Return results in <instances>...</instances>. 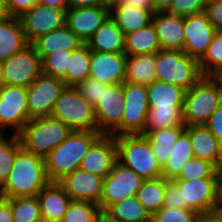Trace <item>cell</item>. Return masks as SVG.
I'll use <instances>...</instances> for the list:
<instances>
[{
    "label": "cell",
    "instance_id": "obj_1",
    "mask_svg": "<svg viewBox=\"0 0 222 222\" xmlns=\"http://www.w3.org/2000/svg\"><path fill=\"white\" fill-rule=\"evenodd\" d=\"M48 182L45 159L21 148L7 179L0 186V193L4 199L34 197Z\"/></svg>",
    "mask_w": 222,
    "mask_h": 222
},
{
    "label": "cell",
    "instance_id": "obj_2",
    "mask_svg": "<svg viewBox=\"0 0 222 222\" xmlns=\"http://www.w3.org/2000/svg\"><path fill=\"white\" fill-rule=\"evenodd\" d=\"M102 135L99 131H72L71 134L45 158L49 182H59L78 169L91 145Z\"/></svg>",
    "mask_w": 222,
    "mask_h": 222
},
{
    "label": "cell",
    "instance_id": "obj_3",
    "mask_svg": "<svg viewBox=\"0 0 222 222\" xmlns=\"http://www.w3.org/2000/svg\"><path fill=\"white\" fill-rule=\"evenodd\" d=\"M72 131L63 121L48 116L31 119L18 136L25 151L45 159Z\"/></svg>",
    "mask_w": 222,
    "mask_h": 222
},
{
    "label": "cell",
    "instance_id": "obj_4",
    "mask_svg": "<svg viewBox=\"0 0 222 222\" xmlns=\"http://www.w3.org/2000/svg\"><path fill=\"white\" fill-rule=\"evenodd\" d=\"M222 103V89L213 76H202L185 93L183 120L185 126L205 125Z\"/></svg>",
    "mask_w": 222,
    "mask_h": 222
},
{
    "label": "cell",
    "instance_id": "obj_5",
    "mask_svg": "<svg viewBox=\"0 0 222 222\" xmlns=\"http://www.w3.org/2000/svg\"><path fill=\"white\" fill-rule=\"evenodd\" d=\"M115 138L119 163L135 171L144 180L162 177V167L144 136L122 135Z\"/></svg>",
    "mask_w": 222,
    "mask_h": 222
},
{
    "label": "cell",
    "instance_id": "obj_6",
    "mask_svg": "<svg viewBox=\"0 0 222 222\" xmlns=\"http://www.w3.org/2000/svg\"><path fill=\"white\" fill-rule=\"evenodd\" d=\"M199 61L180 50L157 52L156 80L189 90L201 77Z\"/></svg>",
    "mask_w": 222,
    "mask_h": 222
},
{
    "label": "cell",
    "instance_id": "obj_7",
    "mask_svg": "<svg viewBox=\"0 0 222 222\" xmlns=\"http://www.w3.org/2000/svg\"><path fill=\"white\" fill-rule=\"evenodd\" d=\"M50 116L63 121L73 131H97L94 108L73 86L63 88Z\"/></svg>",
    "mask_w": 222,
    "mask_h": 222
},
{
    "label": "cell",
    "instance_id": "obj_8",
    "mask_svg": "<svg viewBox=\"0 0 222 222\" xmlns=\"http://www.w3.org/2000/svg\"><path fill=\"white\" fill-rule=\"evenodd\" d=\"M124 106L121 123L110 133L114 137L122 135H142L149 110L146 85L124 82Z\"/></svg>",
    "mask_w": 222,
    "mask_h": 222
},
{
    "label": "cell",
    "instance_id": "obj_9",
    "mask_svg": "<svg viewBox=\"0 0 222 222\" xmlns=\"http://www.w3.org/2000/svg\"><path fill=\"white\" fill-rule=\"evenodd\" d=\"M181 192V204L199 214L222 206L220 178L171 180Z\"/></svg>",
    "mask_w": 222,
    "mask_h": 222
},
{
    "label": "cell",
    "instance_id": "obj_10",
    "mask_svg": "<svg viewBox=\"0 0 222 222\" xmlns=\"http://www.w3.org/2000/svg\"><path fill=\"white\" fill-rule=\"evenodd\" d=\"M143 181L135 171L116 161L111 172L103 179L100 209L106 211L112 204L136 196Z\"/></svg>",
    "mask_w": 222,
    "mask_h": 222
},
{
    "label": "cell",
    "instance_id": "obj_11",
    "mask_svg": "<svg viewBox=\"0 0 222 222\" xmlns=\"http://www.w3.org/2000/svg\"><path fill=\"white\" fill-rule=\"evenodd\" d=\"M29 121L27 87L2 85L0 87V130L14 129L18 134Z\"/></svg>",
    "mask_w": 222,
    "mask_h": 222
},
{
    "label": "cell",
    "instance_id": "obj_12",
    "mask_svg": "<svg viewBox=\"0 0 222 222\" xmlns=\"http://www.w3.org/2000/svg\"><path fill=\"white\" fill-rule=\"evenodd\" d=\"M1 64L4 85L28 87L42 74L41 58L31 44L2 61Z\"/></svg>",
    "mask_w": 222,
    "mask_h": 222
},
{
    "label": "cell",
    "instance_id": "obj_13",
    "mask_svg": "<svg viewBox=\"0 0 222 222\" xmlns=\"http://www.w3.org/2000/svg\"><path fill=\"white\" fill-rule=\"evenodd\" d=\"M57 78L41 74L27 87L29 121L51 115L55 101L65 87Z\"/></svg>",
    "mask_w": 222,
    "mask_h": 222
},
{
    "label": "cell",
    "instance_id": "obj_14",
    "mask_svg": "<svg viewBox=\"0 0 222 222\" xmlns=\"http://www.w3.org/2000/svg\"><path fill=\"white\" fill-rule=\"evenodd\" d=\"M66 12L67 10L36 4L23 13L19 20L27 42L31 44L38 37L66 25Z\"/></svg>",
    "mask_w": 222,
    "mask_h": 222
},
{
    "label": "cell",
    "instance_id": "obj_15",
    "mask_svg": "<svg viewBox=\"0 0 222 222\" xmlns=\"http://www.w3.org/2000/svg\"><path fill=\"white\" fill-rule=\"evenodd\" d=\"M124 83L107 85L94 108L97 131L110 134L120 123L124 106Z\"/></svg>",
    "mask_w": 222,
    "mask_h": 222
},
{
    "label": "cell",
    "instance_id": "obj_16",
    "mask_svg": "<svg viewBox=\"0 0 222 222\" xmlns=\"http://www.w3.org/2000/svg\"><path fill=\"white\" fill-rule=\"evenodd\" d=\"M216 32L205 11L184 17V52L199 61Z\"/></svg>",
    "mask_w": 222,
    "mask_h": 222
},
{
    "label": "cell",
    "instance_id": "obj_17",
    "mask_svg": "<svg viewBox=\"0 0 222 222\" xmlns=\"http://www.w3.org/2000/svg\"><path fill=\"white\" fill-rule=\"evenodd\" d=\"M117 161L116 138L102 134L83 157L80 169L105 178Z\"/></svg>",
    "mask_w": 222,
    "mask_h": 222
},
{
    "label": "cell",
    "instance_id": "obj_18",
    "mask_svg": "<svg viewBox=\"0 0 222 222\" xmlns=\"http://www.w3.org/2000/svg\"><path fill=\"white\" fill-rule=\"evenodd\" d=\"M103 179L99 175L78 168L66 175L59 183L64 187L71 200L92 202L99 205Z\"/></svg>",
    "mask_w": 222,
    "mask_h": 222
},
{
    "label": "cell",
    "instance_id": "obj_19",
    "mask_svg": "<svg viewBox=\"0 0 222 222\" xmlns=\"http://www.w3.org/2000/svg\"><path fill=\"white\" fill-rule=\"evenodd\" d=\"M110 17L108 6H87L68 9L66 25L85 43Z\"/></svg>",
    "mask_w": 222,
    "mask_h": 222
},
{
    "label": "cell",
    "instance_id": "obj_20",
    "mask_svg": "<svg viewBox=\"0 0 222 222\" xmlns=\"http://www.w3.org/2000/svg\"><path fill=\"white\" fill-rule=\"evenodd\" d=\"M126 62L125 53L91 51L89 77L107 85L124 83Z\"/></svg>",
    "mask_w": 222,
    "mask_h": 222
},
{
    "label": "cell",
    "instance_id": "obj_21",
    "mask_svg": "<svg viewBox=\"0 0 222 222\" xmlns=\"http://www.w3.org/2000/svg\"><path fill=\"white\" fill-rule=\"evenodd\" d=\"M152 22L163 50L184 51V17L167 11L155 12Z\"/></svg>",
    "mask_w": 222,
    "mask_h": 222
},
{
    "label": "cell",
    "instance_id": "obj_22",
    "mask_svg": "<svg viewBox=\"0 0 222 222\" xmlns=\"http://www.w3.org/2000/svg\"><path fill=\"white\" fill-rule=\"evenodd\" d=\"M189 133L191 148L195 158H200L222 166V145L206 125L185 126Z\"/></svg>",
    "mask_w": 222,
    "mask_h": 222
},
{
    "label": "cell",
    "instance_id": "obj_23",
    "mask_svg": "<svg viewBox=\"0 0 222 222\" xmlns=\"http://www.w3.org/2000/svg\"><path fill=\"white\" fill-rule=\"evenodd\" d=\"M41 216L61 222L71 198L59 182H48L37 195Z\"/></svg>",
    "mask_w": 222,
    "mask_h": 222
},
{
    "label": "cell",
    "instance_id": "obj_24",
    "mask_svg": "<svg viewBox=\"0 0 222 222\" xmlns=\"http://www.w3.org/2000/svg\"><path fill=\"white\" fill-rule=\"evenodd\" d=\"M84 43L67 25H64L48 34L38 37L31 45L42 60L46 55L55 51L76 50Z\"/></svg>",
    "mask_w": 222,
    "mask_h": 222
},
{
    "label": "cell",
    "instance_id": "obj_25",
    "mask_svg": "<svg viewBox=\"0 0 222 222\" xmlns=\"http://www.w3.org/2000/svg\"><path fill=\"white\" fill-rule=\"evenodd\" d=\"M124 39L123 31L110 16L86 44L91 51L124 53Z\"/></svg>",
    "mask_w": 222,
    "mask_h": 222
},
{
    "label": "cell",
    "instance_id": "obj_26",
    "mask_svg": "<svg viewBox=\"0 0 222 222\" xmlns=\"http://www.w3.org/2000/svg\"><path fill=\"white\" fill-rule=\"evenodd\" d=\"M149 108H183L186 90L180 86L155 80L147 85Z\"/></svg>",
    "mask_w": 222,
    "mask_h": 222
},
{
    "label": "cell",
    "instance_id": "obj_27",
    "mask_svg": "<svg viewBox=\"0 0 222 222\" xmlns=\"http://www.w3.org/2000/svg\"><path fill=\"white\" fill-rule=\"evenodd\" d=\"M29 43L17 17L9 16L0 21V61L23 50Z\"/></svg>",
    "mask_w": 222,
    "mask_h": 222
},
{
    "label": "cell",
    "instance_id": "obj_28",
    "mask_svg": "<svg viewBox=\"0 0 222 222\" xmlns=\"http://www.w3.org/2000/svg\"><path fill=\"white\" fill-rule=\"evenodd\" d=\"M157 53L127 55L125 82L150 85L156 80Z\"/></svg>",
    "mask_w": 222,
    "mask_h": 222
},
{
    "label": "cell",
    "instance_id": "obj_29",
    "mask_svg": "<svg viewBox=\"0 0 222 222\" xmlns=\"http://www.w3.org/2000/svg\"><path fill=\"white\" fill-rule=\"evenodd\" d=\"M155 10H141L128 5H113L110 16L124 35L133 33L152 22Z\"/></svg>",
    "mask_w": 222,
    "mask_h": 222
},
{
    "label": "cell",
    "instance_id": "obj_30",
    "mask_svg": "<svg viewBox=\"0 0 222 222\" xmlns=\"http://www.w3.org/2000/svg\"><path fill=\"white\" fill-rule=\"evenodd\" d=\"M160 50L161 45L153 22L146 27L125 35L124 53L126 55L157 53Z\"/></svg>",
    "mask_w": 222,
    "mask_h": 222
},
{
    "label": "cell",
    "instance_id": "obj_31",
    "mask_svg": "<svg viewBox=\"0 0 222 222\" xmlns=\"http://www.w3.org/2000/svg\"><path fill=\"white\" fill-rule=\"evenodd\" d=\"M184 131L185 126H174L153 130L143 135L150 143L161 167H163L168 160L173 150V145L177 143L179 136Z\"/></svg>",
    "mask_w": 222,
    "mask_h": 222
},
{
    "label": "cell",
    "instance_id": "obj_32",
    "mask_svg": "<svg viewBox=\"0 0 222 222\" xmlns=\"http://www.w3.org/2000/svg\"><path fill=\"white\" fill-rule=\"evenodd\" d=\"M169 181L164 177L146 179L138 190L136 197L150 216L164 206L163 199Z\"/></svg>",
    "mask_w": 222,
    "mask_h": 222
},
{
    "label": "cell",
    "instance_id": "obj_33",
    "mask_svg": "<svg viewBox=\"0 0 222 222\" xmlns=\"http://www.w3.org/2000/svg\"><path fill=\"white\" fill-rule=\"evenodd\" d=\"M194 158L189 133L185 130L173 145V150L168 160L162 167V177L167 180L175 179L181 172L185 162Z\"/></svg>",
    "mask_w": 222,
    "mask_h": 222
},
{
    "label": "cell",
    "instance_id": "obj_34",
    "mask_svg": "<svg viewBox=\"0 0 222 222\" xmlns=\"http://www.w3.org/2000/svg\"><path fill=\"white\" fill-rule=\"evenodd\" d=\"M90 61L91 50L86 43L71 52L66 73V86L76 87L89 77Z\"/></svg>",
    "mask_w": 222,
    "mask_h": 222
},
{
    "label": "cell",
    "instance_id": "obj_35",
    "mask_svg": "<svg viewBox=\"0 0 222 222\" xmlns=\"http://www.w3.org/2000/svg\"><path fill=\"white\" fill-rule=\"evenodd\" d=\"M106 212L121 222H151L150 214L136 196L112 204Z\"/></svg>",
    "mask_w": 222,
    "mask_h": 222
},
{
    "label": "cell",
    "instance_id": "obj_36",
    "mask_svg": "<svg viewBox=\"0 0 222 222\" xmlns=\"http://www.w3.org/2000/svg\"><path fill=\"white\" fill-rule=\"evenodd\" d=\"M174 126H185L183 120V108H149L143 129V135L153 130Z\"/></svg>",
    "mask_w": 222,
    "mask_h": 222
},
{
    "label": "cell",
    "instance_id": "obj_37",
    "mask_svg": "<svg viewBox=\"0 0 222 222\" xmlns=\"http://www.w3.org/2000/svg\"><path fill=\"white\" fill-rule=\"evenodd\" d=\"M203 178H220L219 168L212 162L194 157L185 162L180 174L173 180H193Z\"/></svg>",
    "mask_w": 222,
    "mask_h": 222
},
{
    "label": "cell",
    "instance_id": "obj_38",
    "mask_svg": "<svg viewBox=\"0 0 222 222\" xmlns=\"http://www.w3.org/2000/svg\"><path fill=\"white\" fill-rule=\"evenodd\" d=\"M203 76H213L222 68V31H217L206 53L199 60Z\"/></svg>",
    "mask_w": 222,
    "mask_h": 222
},
{
    "label": "cell",
    "instance_id": "obj_39",
    "mask_svg": "<svg viewBox=\"0 0 222 222\" xmlns=\"http://www.w3.org/2000/svg\"><path fill=\"white\" fill-rule=\"evenodd\" d=\"M11 135L10 139L4 135L0 137V186L12 169L16 153L22 148L18 134Z\"/></svg>",
    "mask_w": 222,
    "mask_h": 222
},
{
    "label": "cell",
    "instance_id": "obj_40",
    "mask_svg": "<svg viewBox=\"0 0 222 222\" xmlns=\"http://www.w3.org/2000/svg\"><path fill=\"white\" fill-rule=\"evenodd\" d=\"M13 222H34L41 216L37 196L11 198Z\"/></svg>",
    "mask_w": 222,
    "mask_h": 222
},
{
    "label": "cell",
    "instance_id": "obj_41",
    "mask_svg": "<svg viewBox=\"0 0 222 222\" xmlns=\"http://www.w3.org/2000/svg\"><path fill=\"white\" fill-rule=\"evenodd\" d=\"M70 50L53 52L42 60V74L62 80L66 85V73L69 66Z\"/></svg>",
    "mask_w": 222,
    "mask_h": 222
},
{
    "label": "cell",
    "instance_id": "obj_42",
    "mask_svg": "<svg viewBox=\"0 0 222 222\" xmlns=\"http://www.w3.org/2000/svg\"><path fill=\"white\" fill-rule=\"evenodd\" d=\"M100 211L95 203L72 200L61 222H95Z\"/></svg>",
    "mask_w": 222,
    "mask_h": 222
},
{
    "label": "cell",
    "instance_id": "obj_43",
    "mask_svg": "<svg viewBox=\"0 0 222 222\" xmlns=\"http://www.w3.org/2000/svg\"><path fill=\"white\" fill-rule=\"evenodd\" d=\"M199 216L190 209L162 207L151 216V222H198Z\"/></svg>",
    "mask_w": 222,
    "mask_h": 222
},
{
    "label": "cell",
    "instance_id": "obj_44",
    "mask_svg": "<svg viewBox=\"0 0 222 222\" xmlns=\"http://www.w3.org/2000/svg\"><path fill=\"white\" fill-rule=\"evenodd\" d=\"M107 84L100 82L97 79L88 77L84 82H81L76 86L80 95L95 108L99 103L102 95V90Z\"/></svg>",
    "mask_w": 222,
    "mask_h": 222
},
{
    "label": "cell",
    "instance_id": "obj_45",
    "mask_svg": "<svg viewBox=\"0 0 222 222\" xmlns=\"http://www.w3.org/2000/svg\"><path fill=\"white\" fill-rule=\"evenodd\" d=\"M208 0H173L167 12L179 15L189 16L204 12Z\"/></svg>",
    "mask_w": 222,
    "mask_h": 222
},
{
    "label": "cell",
    "instance_id": "obj_46",
    "mask_svg": "<svg viewBox=\"0 0 222 222\" xmlns=\"http://www.w3.org/2000/svg\"><path fill=\"white\" fill-rule=\"evenodd\" d=\"M205 12L217 31H222V0H208Z\"/></svg>",
    "mask_w": 222,
    "mask_h": 222
},
{
    "label": "cell",
    "instance_id": "obj_47",
    "mask_svg": "<svg viewBox=\"0 0 222 222\" xmlns=\"http://www.w3.org/2000/svg\"><path fill=\"white\" fill-rule=\"evenodd\" d=\"M164 206L169 208L187 209L186 204H181V192L178 187L170 180L167 183L165 197L163 199Z\"/></svg>",
    "mask_w": 222,
    "mask_h": 222
},
{
    "label": "cell",
    "instance_id": "obj_48",
    "mask_svg": "<svg viewBox=\"0 0 222 222\" xmlns=\"http://www.w3.org/2000/svg\"><path fill=\"white\" fill-rule=\"evenodd\" d=\"M36 4L38 0H6V9L9 16L19 18Z\"/></svg>",
    "mask_w": 222,
    "mask_h": 222
},
{
    "label": "cell",
    "instance_id": "obj_49",
    "mask_svg": "<svg viewBox=\"0 0 222 222\" xmlns=\"http://www.w3.org/2000/svg\"><path fill=\"white\" fill-rule=\"evenodd\" d=\"M205 125L215 135V137L218 139V142L222 145V103L211 115Z\"/></svg>",
    "mask_w": 222,
    "mask_h": 222
},
{
    "label": "cell",
    "instance_id": "obj_50",
    "mask_svg": "<svg viewBox=\"0 0 222 222\" xmlns=\"http://www.w3.org/2000/svg\"><path fill=\"white\" fill-rule=\"evenodd\" d=\"M0 222H13L11 199L3 198L0 201Z\"/></svg>",
    "mask_w": 222,
    "mask_h": 222
},
{
    "label": "cell",
    "instance_id": "obj_51",
    "mask_svg": "<svg viewBox=\"0 0 222 222\" xmlns=\"http://www.w3.org/2000/svg\"><path fill=\"white\" fill-rule=\"evenodd\" d=\"M68 8H78L87 6H106L105 0H67Z\"/></svg>",
    "mask_w": 222,
    "mask_h": 222
},
{
    "label": "cell",
    "instance_id": "obj_52",
    "mask_svg": "<svg viewBox=\"0 0 222 222\" xmlns=\"http://www.w3.org/2000/svg\"><path fill=\"white\" fill-rule=\"evenodd\" d=\"M114 5H128L141 10H155L152 0H121L120 3Z\"/></svg>",
    "mask_w": 222,
    "mask_h": 222
},
{
    "label": "cell",
    "instance_id": "obj_53",
    "mask_svg": "<svg viewBox=\"0 0 222 222\" xmlns=\"http://www.w3.org/2000/svg\"><path fill=\"white\" fill-rule=\"evenodd\" d=\"M198 222H222V208L200 214Z\"/></svg>",
    "mask_w": 222,
    "mask_h": 222
},
{
    "label": "cell",
    "instance_id": "obj_54",
    "mask_svg": "<svg viewBox=\"0 0 222 222\" xmlns=\"http://www.w3.org/2000/svg\"><path fill=\"white\" fill-rule=\"evenodd\" d=\"M38 4L45 6L68 10L67 0H38Z\"/></svg>",
    "mask_w": 222,
    "mask_h": 222
},
{
    "label": "cell",
    "instance_id": "obj_55",
    "mask_svg": "<svg viewBox=\"0 0 222 222\" xmlns=\"http://www.w3.org/2000/svg\"><path fill=\"white\" fill-rule=\"evenodd\" d=\"M173 0H152L155 12L167 11Z\"/></svg>",
    "mask_w": 222,
    "mask_h": 222
},
{
    "label": "cell",
    "instance_id": "obj_56",
    "mask_svg": "<svg viewBox=\"0 0 222 222\" xmlns=\"http://www.w3.org/2000/svg\"><path fill=\"white\" fill-rule=\"evenodd\" d=\"M95 222H121V221L116 220L109 213L101 210L97 215Z\"/></svg>",
    "mask_w": 222,
    "mask_h": 222
},
{
    "label": "cell",
    "instance_id": "obj_57",
    "mask_svg": "<svg viewBox=\"0 0 222 222\" xmlns=\"http://www.w3.org/2000/svg\"><path fill=\"white\" fill-rule=\"evenodd\" d=\"M9 17L6 9V0H0V21Z\"/></svg>",
    "mask_w": 222,
    "mask_h": 222
},
{
    "label": "cell",
    "instance_id": "obj_58",
    "mask_svg": "<svg viewBox=\"0 0 222 222\" xmlns=\"http://www.w3.org/2000/svg\"><path fill=\"white\" fill-rule=\"evenodd\" d=\"M213 77L218 81L219 85L221 86L222 89V68L213 75Z\"/></svg>",
    "mask_w": 222,
    "mask_h": 222
},
{
    "label": "cell",
    "instance_id": "obj_59",
    "mask_svg": "<svg viewBox=\"0 0 222 222\" xmlns=\"http://www.w3.org/2000/svg\"><path fill=\"white\" fill-rule=\"evenodd\" d=\"M106 6L111 8L114 4L120 3L121 0H105Z\"/></svg>",
    "mask_w": 222,
    "mask_h": 222
},
{
    "label": "cell",
    "instance_id": "obj_60",
    "mask_svg": "<svg viewBox=\"0 0 222 222\" xmlns=\"http://www.w3.org/2000/svg\"><path fill=\"white\" fill-rule=\"evenodd\" d=\"M219 176H220V197L222 202V166L219 168Z\"/></svg>",
    "mask_w": 222,
    "mask_h": 222
},
{
    "label": "cell",
    "instance_id": "obj_61",
    "mask_svg": "<svg viewBox=\"0 0 222 222\" xmlns=\"http://www.w3.org/2000/svg\"><path fill=\"white\" fill-rule=\"evenodd\" d=\"M4 85V77H3V69H2V64L0 61V87Z\"/></svg>",
    "mask_w": 222,
    "mask_h": 222
},
{
    "label": "cell",
    "instance_id": "obj_62",
    "mask_svg": "<svg viewBox=\"0 0 222 222\" xmlns=\"http://www.w3.org/2000/svg\"><path fill=\"white\" fill-rule=\"evenodd\" d=\"M34 222H53V221H50L49 219H47V218H45L43 216H40Z\"/></svg>",
    "mask_w": 222,
    "mask_h": 222
},
{
    "label": "cell",
    "instance_id": "obj_63",
    "mask_svg": "<svg viewBox=\"0 0 222 222\" xmlns=\"http://www.w3.org/2000/svg\"><path fill=\"white\" fill-rule=\"evenodd\" d=\"M3 199V195L0 193V201Z\"/></svg>",
    "mask_w": 222,
    "mask_h": 222
}]
</instances>
